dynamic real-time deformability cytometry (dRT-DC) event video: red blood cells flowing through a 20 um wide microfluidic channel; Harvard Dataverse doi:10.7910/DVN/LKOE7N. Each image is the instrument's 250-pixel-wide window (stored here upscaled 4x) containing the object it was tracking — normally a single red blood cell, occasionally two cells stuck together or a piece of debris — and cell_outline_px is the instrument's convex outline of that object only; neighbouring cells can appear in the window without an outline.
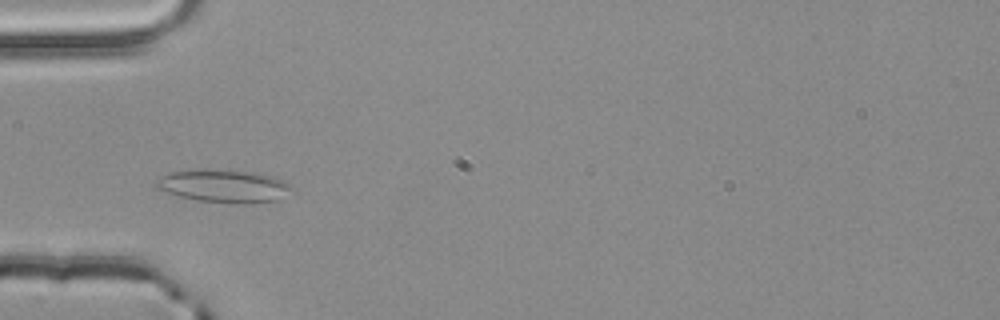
{"species": "common noctule bat (a hibernating species)", "species_latin": "Nyctalus noctula", "temperature_condition": "room temperature", "stored_images_in_passage": 47, "camera_frame_rate_fps": 3000, "um_per_image_px": 0.085, "animal": {"sex": "male", "body_mass_g": 20.4}, "frame": {"image": 1, "passage_image": 10, "time_ms": 3.0, "image_size_px": [1000, 320], "cell_outline_px": [[296, 192], [276, 200], [196, 200], [164, 192], [156, 188], [152, 184], [160, 176], [168, 172], [192, 168], [208, 168], [252, 172], [272, 176], [296, 188]], "centroid_in_image_um": [18.93, 15.73], "position_along_channel_um": 66.1, "area_um2": 25.49}}
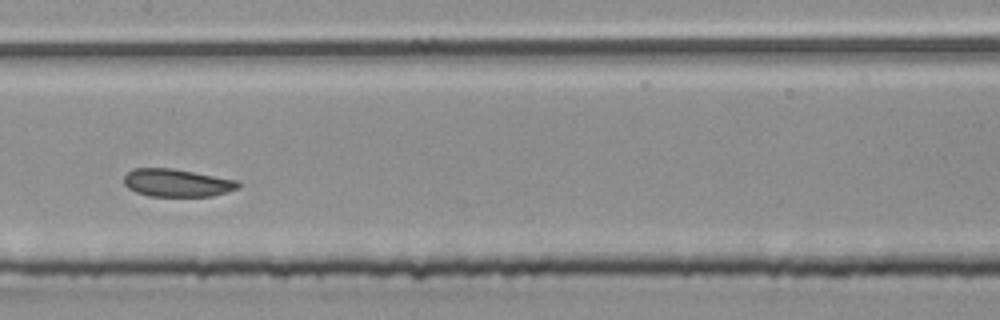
{"frame": {"image": 2, "passage_image": 20, "time_ms": 6.333, "image_size_px": [1000, 320], "cell_outline_px": [[240, 188], [228, 192], [212, 196], [148, 196], [136, 192], [128, 188], [124, 184], [124, 176], [132, 168], [172, 168], [240, 180]], "centroid_in_image_um": [15.07, 15.54], "position_along_channel_um": 192.3, "area_um2": 18.73}}
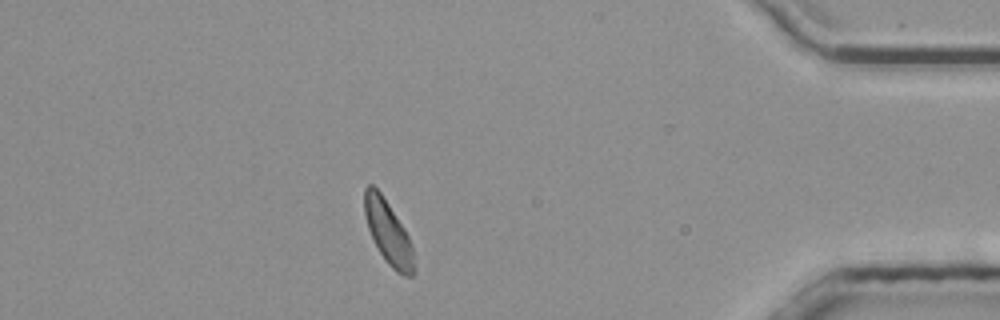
{"frame": {"image": 3, "passage_image": 40, "time_ms": 13.0, "image_size_px": [1000, 320], "cell_outline_px": [[416, 272], [412, 276], [404, 276], [396, 272], [388, 264], [380, 252], [368, 228], [364, 216], [364, 188], [368, 184], [372, 184], [380, 192], [404, 228], [412, 244], [416, 268]], "centroid_in_image_um": [33.02, 19.79], "position_along_channel_um": 402.2, "area_um2": 18.32}, "authors_computed_cell_mechanics": {"area_um2": 18.9006, "velocity_mm_per_s": 3.8138, "shape_relaxation_time_tau1_ms": null, "shape_relaxation_time_tau2_ms": 2.6108, "deformation_change_tau1": null, "deformation_change_tau2": 0.09}}